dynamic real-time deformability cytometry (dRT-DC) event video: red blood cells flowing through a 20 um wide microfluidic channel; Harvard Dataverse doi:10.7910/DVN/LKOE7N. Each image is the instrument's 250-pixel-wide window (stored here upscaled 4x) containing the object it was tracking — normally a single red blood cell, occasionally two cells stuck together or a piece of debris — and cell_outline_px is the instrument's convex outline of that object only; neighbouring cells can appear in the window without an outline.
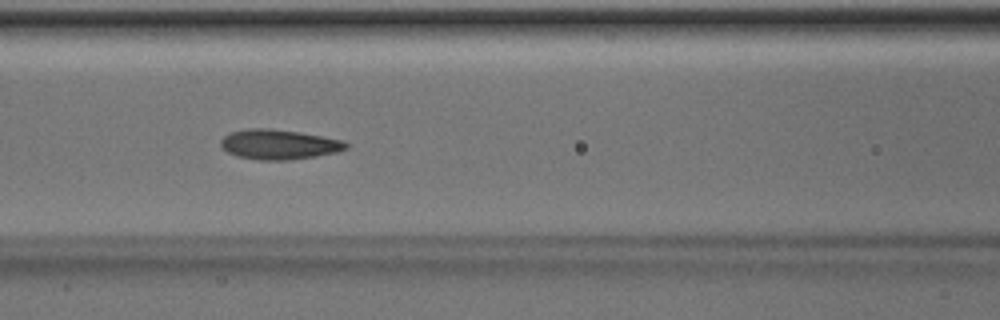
{"species": "Egyptian fruit bat (a non-hibernating species)", "species_latin": "Rousettus aegyptiacus", "temperature_condition": "room temperature", "stored_images_in_passage": 52, "segment_of_instrument_passage": [1, 2], "camera_frame_rate_fps": 3000, "um_per_image_px": 0.085, "animal": {"sex": "male"}, "frame": {"image": 1, "passage_image": 22, "time_ms": 7.0, "image_size_px": [1000, 320], "cell_outline_px": [[348, 148], [336, 152], [316, 156], [288, 160], [260, 160], [236, 156], [228, 152], [220, 144], [220, 140], [224, 136], [232, 132], [248, 128], [268, 128], [300, 132], [344, 140], [348, 144]], "centroid_in_image_um": [23.72, 12.27], "position_along_channel_um": 142.9, "area_um2": 21.79}}
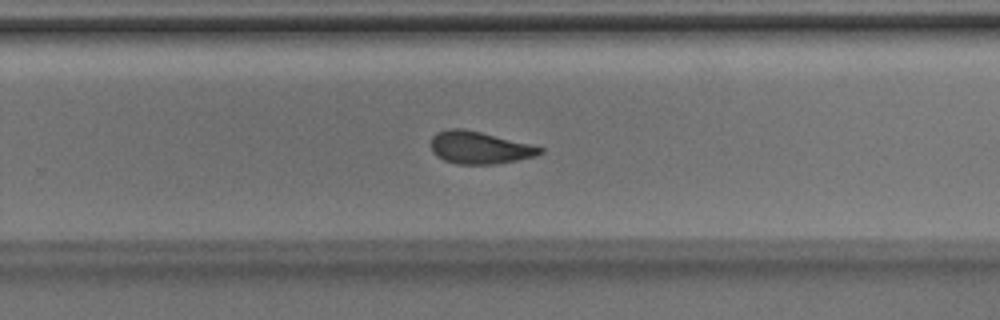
{"frame": {"image": 2, "passage_image": 33, "time_ms": 10.667, "image_size_px": [1000, 320], "cell_outline_px": [[544, 152], [536, 156], [496, 164], [456, 164], [444, 160], [436, 156], [432, 152], [432, 136], [436, 132], [452, 128], [460, 128], [480, 132], [544, 148]], "centroid_in_image_um": [40.73, 12.56], "position_along_channel_um": 289.1, "area_um2": 20.35}}
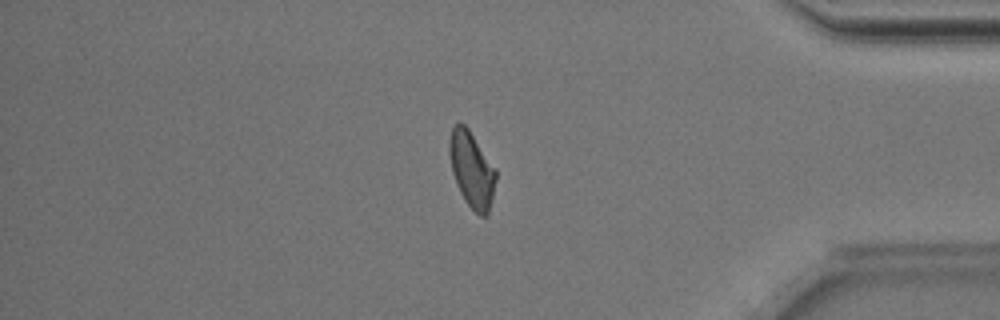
{"frame": {"image": 3, "passage_image": 43, "time_ms": 14.0, "image_size_px": [1000, 320], "cell_outline_px": [[496, 180], [492, 200], [488, 216], [480, 216], [464, 200], [456, 184], [452, 172], [448, 152], [448, 140], [452, 128], [456, 124], [464, 124], [468, 128], [496, 168]], "centroid_in_image_um": [40.09, 14.42], "position_along_channel_um": 395.1, "area_um2": 20.69}}